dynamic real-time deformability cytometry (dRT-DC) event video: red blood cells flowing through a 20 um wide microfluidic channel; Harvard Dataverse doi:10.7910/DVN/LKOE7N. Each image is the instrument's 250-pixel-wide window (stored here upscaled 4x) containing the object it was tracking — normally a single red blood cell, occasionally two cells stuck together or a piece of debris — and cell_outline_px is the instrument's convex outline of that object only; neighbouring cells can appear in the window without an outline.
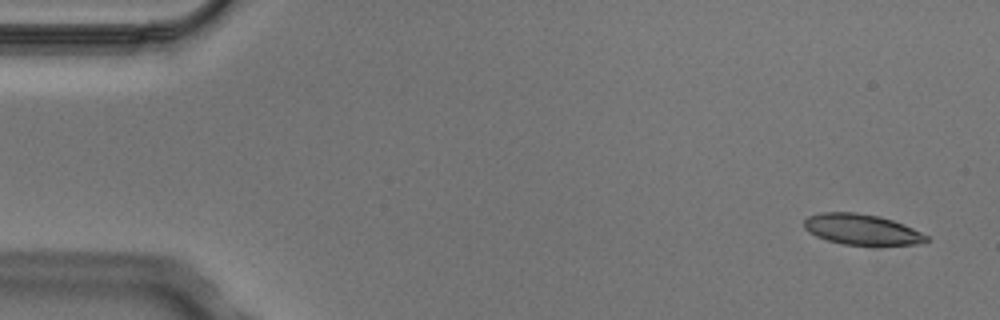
{"species": "Egyptian fruit bat (a non-hibernating species)", "species_latin": "Rousettus aegyptiacus", "temperature_condition": "cold", "stored_images_in_passage": 5, "camera_frame_rate_fps": 3000, "um_per_image_px": 0.085, "animal": {"sex": "male"}, "frame": {"image": 1, "passage_image": 1, "time_ms": 0.0, "image_size_px": [1000, 320], "cell_outline_px": [[932, 240], [924, 244], [844, 244], [828, 240], [816, 236], [804, 228], [804, 220], [808, 216], [820, 212], [856, 212], [880, 216], [892, 220], [912, 228], [928, 236]], "centroid_in_image_um": [73.26, 19.49], "position_along_channel_um": 11.7, "area_um2": 21.68}}
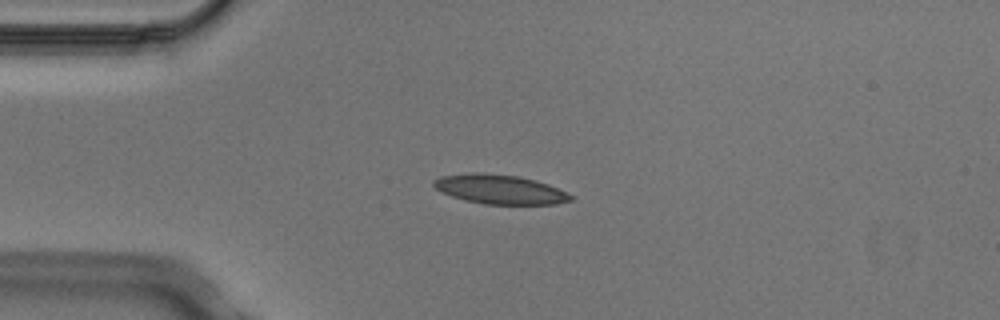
{"frame": {"image": 2, "passage_image": 3, "time_ms": 0.667, "image_size_px": [1000, 320], "cell_outline_px": [[572, 200], [556, 204], [484, 204], [464, 200], [452, 196], [436, 188], [432, 184], [432, 180], [440, 176], [472, 172], [480, 172], [520, 176], [536, 180], [548, 184], [568, 192], [572, 196]], "centroid_in_image_um": [42.49, 16.08], "position_along_channel_um": 42.5, "area_um2": 23.52}}
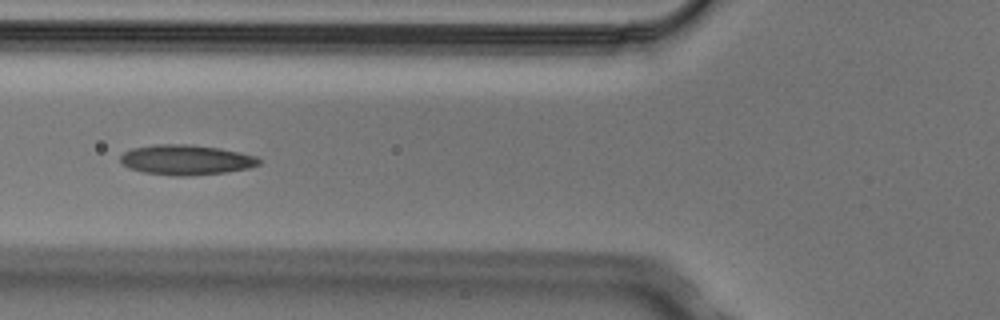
{"frame": {"image": 3, "passage_image": 5, "time_ms": 1.333, "image_size_px": [1000, 320], "cell_outline_px": [[260, 164], [248, 168], [224, 172], [188, 176], [172, 176], [144, 172], [128, 168], [120, 160], [120, 156], [124, 152], [132, 148], [152, 144], [188, 144], [220, 148], [240, 152], [256, 156], [260, 160]], "centroid_in_image_um": [15.8, 13.58], "position_along_channel_um": 110.0, "area_um2": 24.33}}